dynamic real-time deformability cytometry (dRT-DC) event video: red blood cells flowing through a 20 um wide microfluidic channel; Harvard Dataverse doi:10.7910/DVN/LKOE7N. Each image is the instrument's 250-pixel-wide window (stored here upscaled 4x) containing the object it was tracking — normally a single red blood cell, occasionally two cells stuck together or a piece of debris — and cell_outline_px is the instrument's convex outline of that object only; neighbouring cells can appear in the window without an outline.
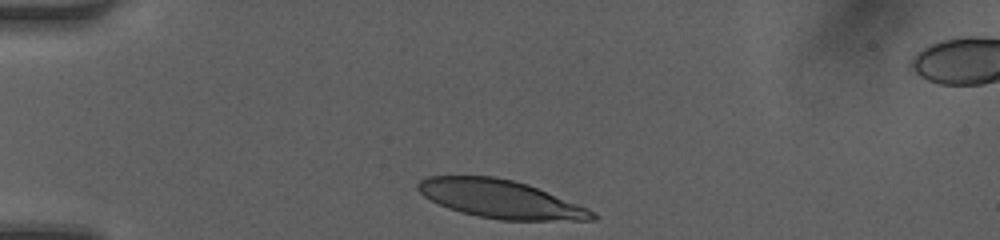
{"species": "human", "species_latin": "Homo sapiens", "temperature_condition": "room temperature", "stored_images_in_passage": 23, "camera_frame_rate_fps": 3000, "um_per_image_px": 0.085, "donor": {"sex": "female"}, "frame": {"image": 1, "passage_image": 1, "time_ms": 0.0, "image_size_px": [1000, 240], "cell_outline_px": [[600, 216], [596, 220], [500, 220], [476, 216], [460, 212], [448, 208], [424, 196], [416, 188], [416, 184], [420, 180], [428, 176], [496, 176], [528, 184], [588, 208], [596, 212]], "centroid_in_image_um": [42.56, 16.92], "position_along_channel_um": 42.4, "area_um2": 38.84}}
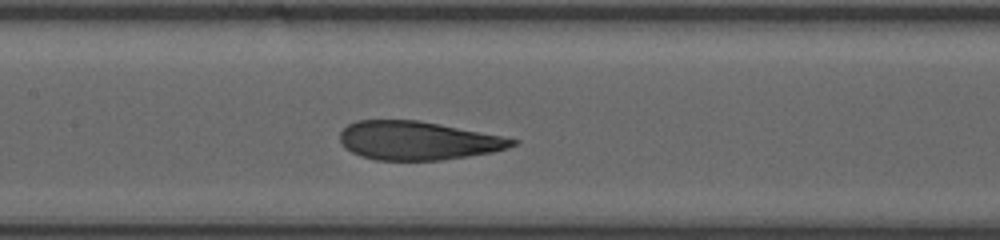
{"frame": {"image": 2, "passage_image": 13, "time_ms": 4.0, "image_size_px": [1000, 240], "cell_outline_px": [[520, 140], [516, 144], [508, 148], [492, 152], [468, 156], [440, 160], [376, 160], [360, 156], [344, 148], [340, 140], [340, 132], [348, 124], [356, 120], [420, 120], [504, 136]], "centroid_in_image_um": [35.51, 11.94], "position_along_channel_um": 171.9, "area_um2": 38.96}}
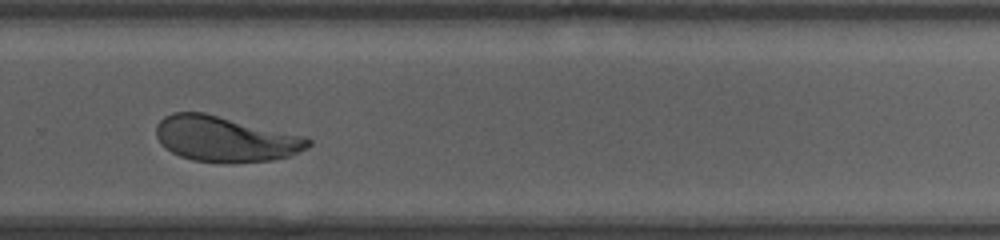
{"frame": {"image": 3, "passage_image": 23, "time_ms": 7.333, "image_size_px": [1000, 240], "cell_outline_px": [[312, 144], [288, 156], [272, 160], [232, 164], [192, 160], [180, 156], [172, 152], [160, 144], [156, 136], [156, 124], [164, 116], [172, 112], [204, 112], [308, 136], [312, 140]], "centroid_in_image_um": [19.15, 11.81], "position_along_channel_um": 310.7, "area_um2": 40.81}}